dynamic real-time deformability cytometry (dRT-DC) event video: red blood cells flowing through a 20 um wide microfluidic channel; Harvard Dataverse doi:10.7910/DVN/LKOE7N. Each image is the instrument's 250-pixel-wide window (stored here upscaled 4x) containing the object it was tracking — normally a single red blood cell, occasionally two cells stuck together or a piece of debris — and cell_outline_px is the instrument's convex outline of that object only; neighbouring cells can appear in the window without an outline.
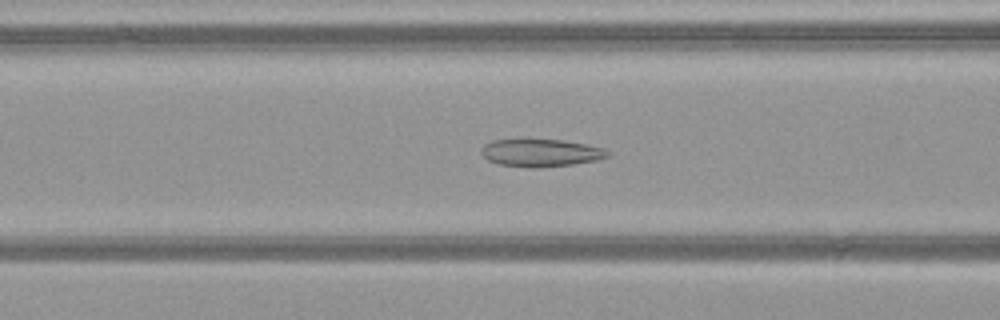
{"species": "common noctule bat (a hibernating species)", "species_latin": "Nyctalus noctula", "temperature_condition": "warm", "stored_images_in_passage": 33, "camera_frame_rate_fps": 3000, "um_per_image_px": 0.085, "animal": {"sex": "female", "body_mass_g": 21.9}, "frame": {"image": 1, "passage_image": 4, "time_ms": 1.0, "image_size_px": [1000, 320], "cell_outline_px": [[612, 152], [608, 156], [600, 160], [572, 164], [540, 168], [532, 168], [496, 164], [488, 160], [480, 152], [480, 148], [484, 144], [492, 140], [564, 140], [588, 144], [604, 148]], "centroid_in_image_um": [46.0, 13.0], "position_along_channel_um": 120.6, "area_um2": 20.58}}
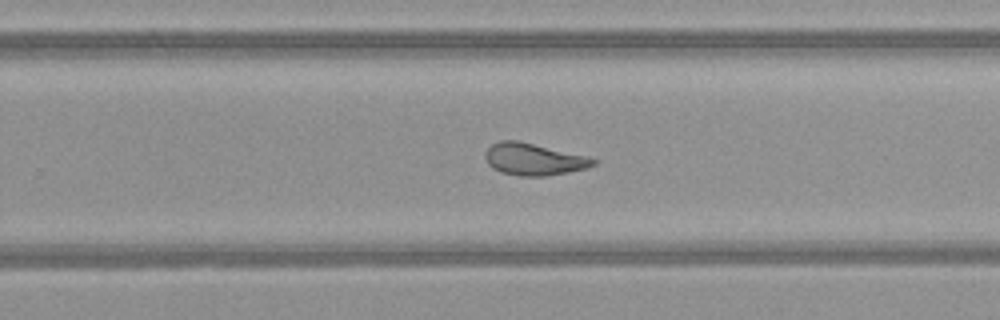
{"frame": {"image": 2, "passage_image": 16, "time_ms": 5.0, "image_size_px": [1000, 320], "cell_outline_px": [[596, 164], [588, 168], [568, 172], [544, 176], [520, 176], [500, 172], [492, 168], [488, 164], [484, 156], [484, 152], [492, 144], [500, 140], [520, 140], [584, 156], [596, 160]], "centroid_in_image_um": [45.31, 13.53], "position_along_channel_um": 284.5, "area_um2": 20.11}}
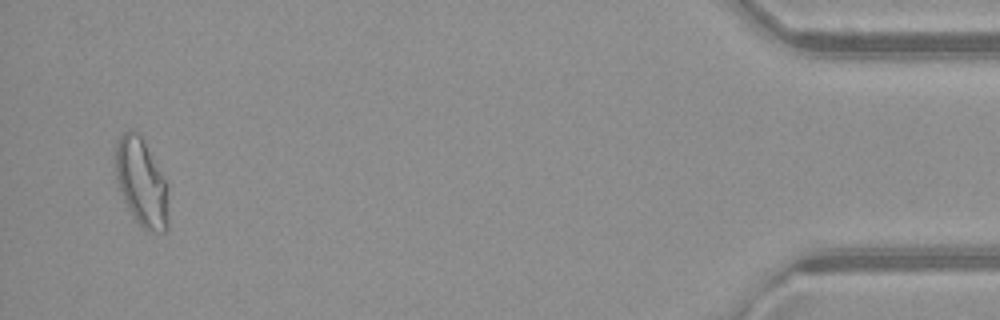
{"frame": {"image": 3, "passage_image": 32, "time_ms": 10.333, "image_size_px": [1000, 320], "cell_outline_px": [[168, 228], [164, 232], [152, 232], [140, 228], [128, 208], [120, 192], [116, 176], [112, 156], [116, 144], [120, 136], [128, 128], [132, 128], [140, 136], [168, 184]], "centroid_in_image_um": [12.0, 15.53], "position_along_channel_um": 423.2, "area_um2": 27.57}}